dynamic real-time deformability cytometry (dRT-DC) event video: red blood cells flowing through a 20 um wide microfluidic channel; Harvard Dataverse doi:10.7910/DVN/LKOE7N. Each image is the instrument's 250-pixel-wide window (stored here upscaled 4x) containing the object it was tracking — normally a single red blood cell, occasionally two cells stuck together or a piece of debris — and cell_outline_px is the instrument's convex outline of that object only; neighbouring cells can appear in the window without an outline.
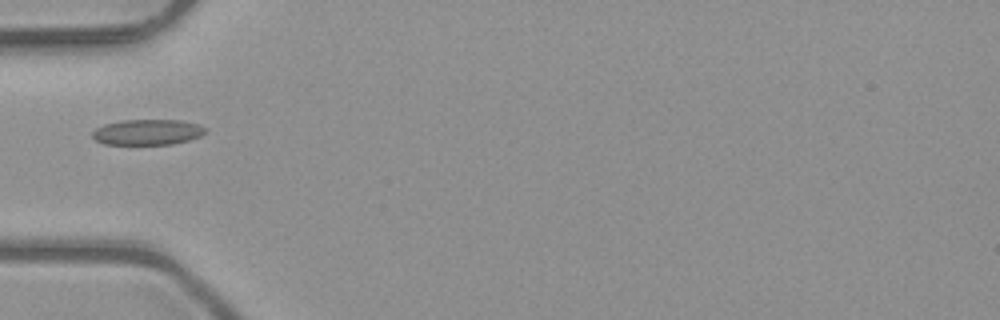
{"species": "common noctule bat (a hibernating species)", "species_latin": "Nyctalus noctula", "temperature_condition": "room temperature", "stored_images_in_passage": 3, "camera_frame_rate_fps": 3000, "um_per_image_px": 0.085, "animal": {"sex": "male", "body_mass_g": 23.1, "forearm_length_mm": 52.7}, "frame": {"image": 1, "passage_image": 3, "time_ms": 0.667, "image_size_px": [1000, 320], "cell_outline_px": [[208, 132], [200, 136], [188, 140], [172, 144], [104, 144], [96, 140], [92, 136], [92, 132], [96, 128], [104, 124], [120, 120], [180, 120], [200, 124]], "centroid_in_image_um": [12.54, 11.22], "position_along_channel_um": 72.5, "area_um2": 16.88}}